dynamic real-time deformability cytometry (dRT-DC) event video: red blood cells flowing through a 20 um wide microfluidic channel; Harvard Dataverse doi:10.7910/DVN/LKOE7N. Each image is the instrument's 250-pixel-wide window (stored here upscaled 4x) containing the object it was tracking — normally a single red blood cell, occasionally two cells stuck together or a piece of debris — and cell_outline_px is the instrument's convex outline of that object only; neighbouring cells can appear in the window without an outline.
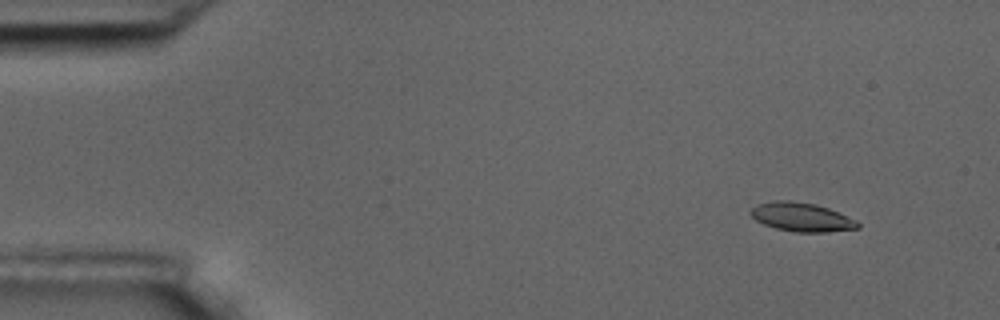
{"species": "common noctule bat (a hibernating species)", "species_latin": "Nyctalus noctula", "temperature_condition": "room temperature", "stored_images_in_passage": 7, "camera_frame_rate_fps": 3000, "um_per_image_px": 0.085, "animal": {"sex": "male", "body_mass_g": 17.5, "forearm_length_mm": 52.3}, "frame": {"image": 1, "passage_image": 1, "time_ms": 0.0, "image_size_px": [1000, 320], "cell_outline_px": [[860, 228], [828, 232], [796, 232], [776, 228], [764, 224], [756, 220], [748, 212], [756, 204], [776, 200], [792, 200], [816, 204], [828, 208], [856, 220], [860, 224]], "centroid_in_image_um": [68.13, 18.44], "position_along_channel_um": 16.9, "area_um2": 18.03}}
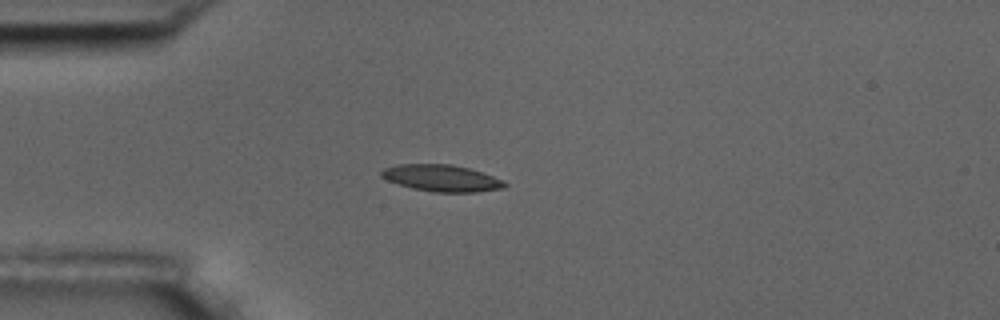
{"frame": {"image": 2, "passage_image": 3, "time_ms": 3.333, "image_size_px": [1000, 320], "cell_outline_px": [[508, 184], [504, 188], [476, 192], [432, 192], [412, 188], [388, 180], [380, 176], [380, 172], [384, 168], [400, 164], [452, 164], [468, 168], [504, 180]], "centroid_in_image_um": [37.55, 15.14], "position_along_channel_um": 47.5, "area_um2": 19.07}}
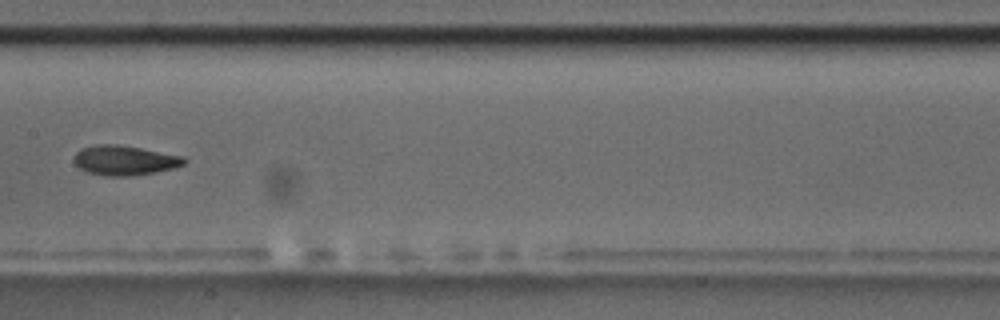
{"frame": {"image": 3, "passage_image": 7, "time_ms": 8.0, "image_size_px": [1000, 320], "cell_outline_px": [[188, 160], [184, 164], [176, 168], [156, 172], [128, 176], [104, 176], [88, 172], [80, 168], [72, 160], [76, 152], [80, 148], [96, 144], [116, 144], [140, 148], [184, 156]], "centroid_in_image_um": [10.59, 13.63], "position_along_channel_um": 196.8, "area_um2": 19.25}}